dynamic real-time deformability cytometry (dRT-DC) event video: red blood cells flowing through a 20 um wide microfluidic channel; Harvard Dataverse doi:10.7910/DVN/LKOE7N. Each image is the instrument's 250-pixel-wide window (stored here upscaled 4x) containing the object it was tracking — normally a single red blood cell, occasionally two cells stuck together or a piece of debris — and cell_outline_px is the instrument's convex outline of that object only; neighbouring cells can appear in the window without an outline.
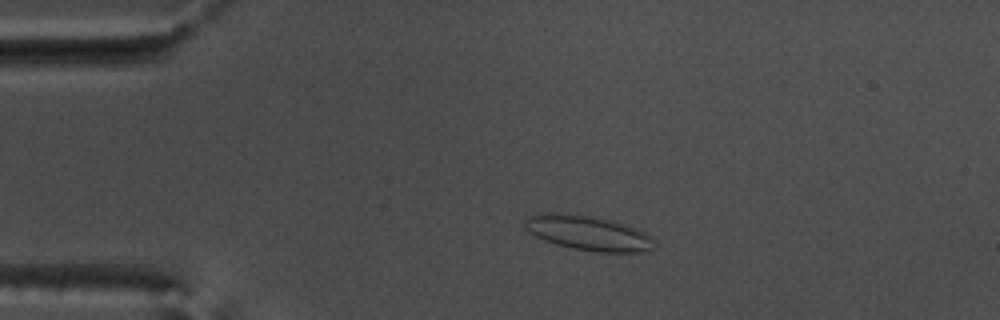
{"species": "common noctule bat (a hibernating species)", "species_latin": "Nyctalus noctula", "temperature_condition": "warm", "stored_images_in_passage": 52, "camera_frame_rate_fps": 3000, "um_per_image_px": 0.085, "animal": {"sex": "male", "body_mass_g": 17.5, "forearm_length_mm": 52.3}, "frame": {"image": 1, "passage_image": 10, "time_ms": 3.0, "image_size_px": [1000, 320], "cell_outline_px": [[656, 244], [648, 252], [596, 252], [556, 244], [544, 240], [528, 232], [524, 228], [524, 220], [528, 216], [540, 212], [556, 212], [592, 216], [608, 220], [636, 228], [644, 232]], "centroid_in_image_um": [49.94, 19.8], "position_along_channel_um": 35.1, "area_um2": 26.13}}
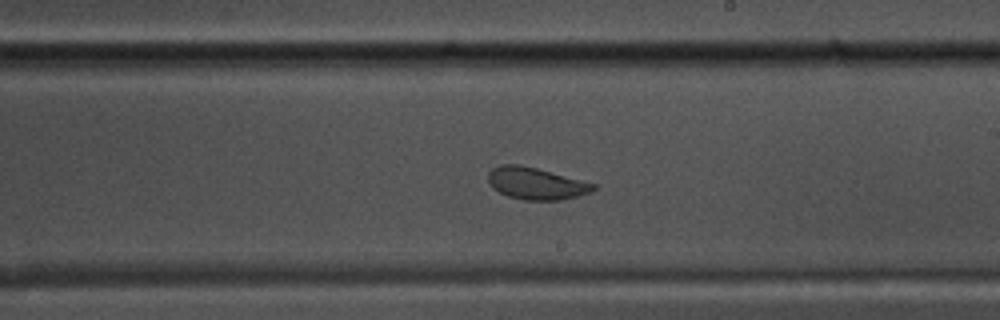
{"frame": {"image": 2, "passage_image": 30, "time_ms": 9.667, "image_size_px": [1000, 320], "cell_outline_px": [[596, 188], [592, 192], [560, 200], [524, 200], [508, 196], [492, 188], [488, 180], [488, 172], [492, 168], [500, 164], [520, 164], [536, 168], [596, 184]], "centroid_in_image_um": [45.53, 15.59], "position_along_channel_um": 243.5, "area_um2": 19.54}}
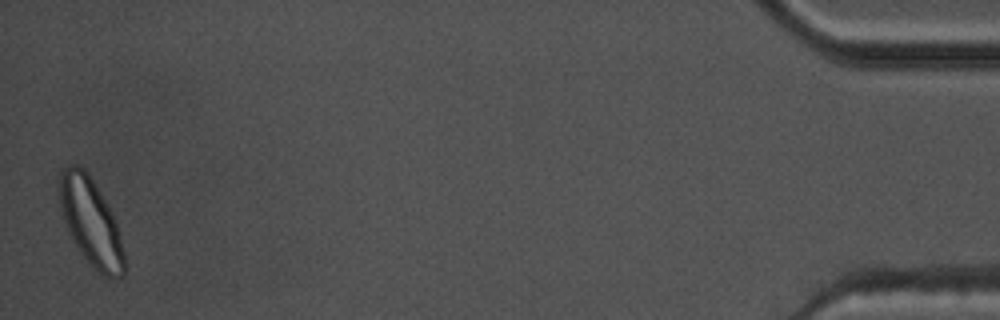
{"frame": {"image": 3, "passage_image": 52, "time_ms": 17.0, "image_size_px": [1000, 320], "cell_outline_px": [[124, 276], [116, 280], [108, 280], [92, 268], [80, 252], [72, 240], [68, 232], [64, 220], [60, 204], [60, 168], [72, 164], [76, 164], [84, 168], [88, 172], [116, 220], [124, 252]], "centroid_in_image_um": [7.73, 18.92], "position_along_channel_um": 427.5, "area_um2": 33.23}, "authors_computed_cell_mechanics": {"area_um2": 23.2067, "velocity_mm_per_s": 3.7552, "shape_relaxation_time_tau1_ms": 5.782, "shape_relaxation_time_tau2_ms": 0.9641, "deformation_change_tau1": 0.1417, "deformation_change_tau2": 0.05}}